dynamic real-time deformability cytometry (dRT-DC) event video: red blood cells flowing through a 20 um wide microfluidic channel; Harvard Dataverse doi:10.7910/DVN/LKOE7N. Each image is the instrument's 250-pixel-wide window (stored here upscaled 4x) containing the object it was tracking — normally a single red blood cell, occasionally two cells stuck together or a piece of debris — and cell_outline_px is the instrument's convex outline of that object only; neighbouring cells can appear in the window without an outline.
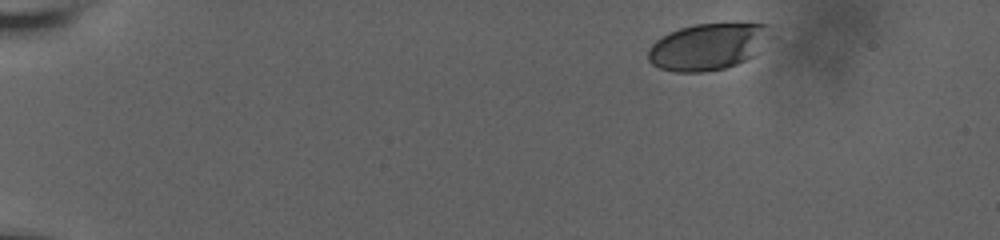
{"species": "human", "species_latin": "Homo sapiens", "temperature_condition": "room temperature", "stored_images_in_passage": 44, "camera_frame_rate_fps": 3000, "um_per_image_px": 0.085, "donor": {"sex": "male"}, "frame": {"image": 1, "passage_image": 1, "time_ms": 0.0, "image_size_px": [1000, 240], "cell_outline_px": [[768, 28], [752, 56], [736, 64], [724, 68], [704, 72], [676, 72], [660, 68], [652, 64], [648, 60], [648, 48], [656, 40], [680, 28], [696, 24], [768, 24]], "centroid_in_image_um": [60.02, 3.99], "position_along_channel_um": 25.0, "area_um2": 31.96}}
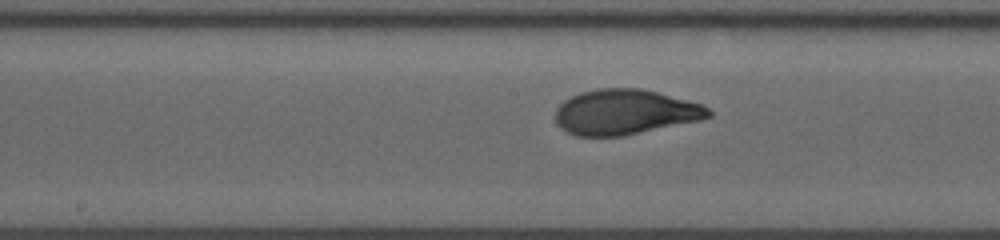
{"frame": {"image": 2, "passage_image": 25, "time_ms": 8.0, "image_size_px": [1000, 240], "cell_outline_px": [[712, 116], [700, 120], [624, 136], [576, 136], [560, 128], [556, 124], [556, 108], [564, 100], [580, 92], [596, 88], [640, 88], [688, 100], [700, 104], [708, 108], [712, 112]], "centroid_in_image_um": [53.1, 9.53], "position_along_channel_um": 195.1, "area_um2": 40.34}}
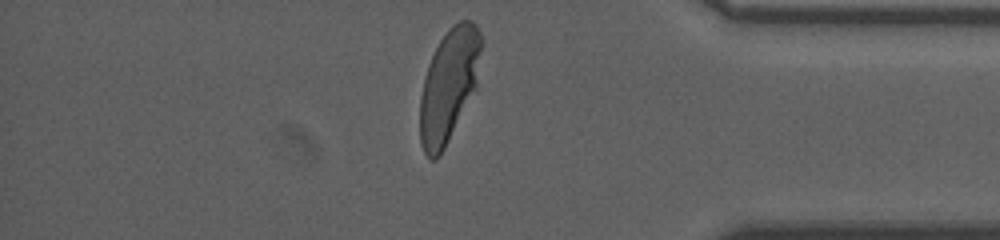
{"frame": {"image": 3, "passage_image": 43, "time_ms": 14.0, "image_size_px": [1000, 240], "cell_outline_px": [[484, 40], [476, 88], [440, 156], [436, 160], [432, 160], [424, 152], [420, 144], [420, 96], [424, 76], [428, 64], [440, 40], [448, 28], [452, 24], [460, 20], [472, 20], [476, 24]], "centroid_in_image_um": [38.17, 7.21], "position_along_channel_um": 397.0, "area_um2": 40.69}, "authors_computed_cell_mechanics": {"area_um2": 39.7375, "velocity_mm_per_s": 3.6833, "shape_relaxation_time_tau1_ms": 4.8096, "shape_relaxation_time_tau2_ms": null, "deformation_change_tau1": 0.1868, "deformation_change_tau2": null}}